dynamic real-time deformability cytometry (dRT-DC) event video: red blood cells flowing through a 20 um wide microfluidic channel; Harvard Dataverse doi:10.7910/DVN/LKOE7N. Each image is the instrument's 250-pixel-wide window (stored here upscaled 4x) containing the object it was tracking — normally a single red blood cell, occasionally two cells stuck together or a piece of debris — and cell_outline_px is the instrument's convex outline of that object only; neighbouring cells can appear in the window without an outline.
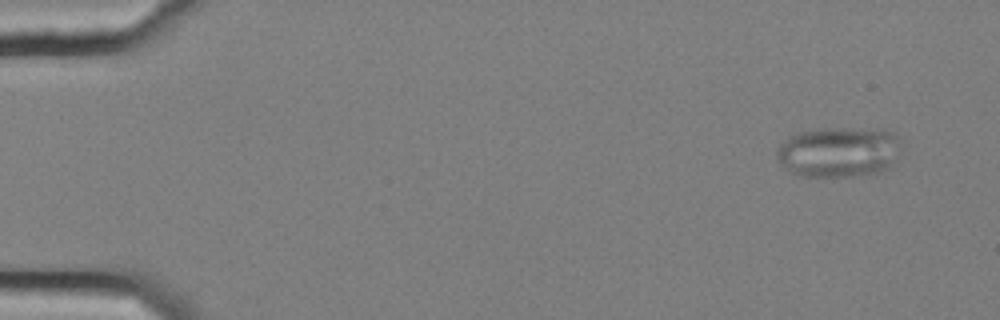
{"species": "common noctule bat (a hibernating species)", "species_latin": "Nyctalus noctula", "temperature_condition": "cold", "stored_images_in_passage": 53, "camera_frame_rate_fps": 3000, "um_per_image_px": 0.085, "animal": {"sex": "female", "body_mass_g": 25.1}, "frame": {"image": 1, "passage_image": 1, "time_ms": 0.0, "image_size_px": [1000, 320], "cell_outline_px": [[900, 156], [896, 164], [892, 168], [880, 172], [852, 176], [804, 176], [792, 172], [780, 164], [776, 156], [776, 148], [788, 136], [800, 132], [816, 128], [884, 128], [896, 132], [900, 140]], "centroid_in_image_um": [71.38, 12.89], "position_along_channel_um": 13.6, "area_um2": 37.63}}
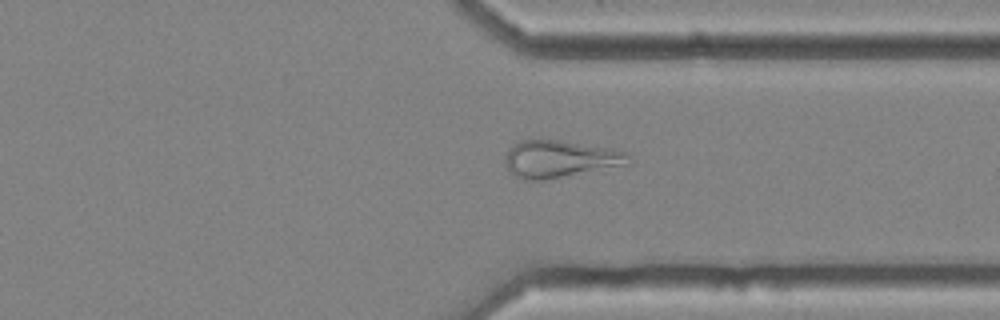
{"frame": {"image": 2, "passage_image": 40, "time_ms": 13.0, "image_size_px": [1000, 320], "cell_outline_px": [[632, 156], [628, 164], [544, 180], [524, 180], [508, 172], [504, 164], [504, 156], [508, 148], [524, 140], [560, 140], [616, 148], [628, 152]], "centroid_in_image_um": [47.6, 13.5], "position_along_channel_um": 363.8, "area_um2": 27.05}}
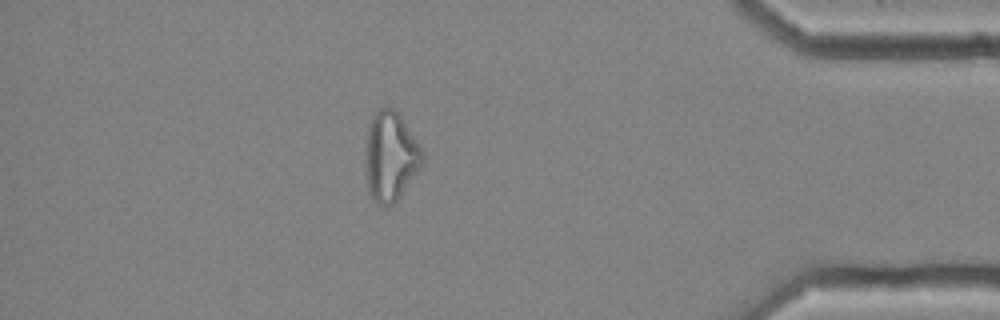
{"frame": {"image": 3, "passage_image": 46, "time_ms": 15.0, "image_size_px": [1000, 320], "cell_outline_px": [[424, 160], [420, 168], [400, 196], [392, 204], [384, 208], [372, 200], [368, 192], [364, 160], [364, 148], [368, 128], [372, 116], [384, 104], [388, 104], [400, 112], [424, 152]], "centroid_in_image_um": [33.17, 13.26], "position_along_channel_um": 402.0, "area_um2": 30.63}, "authors_computed_cell_mechanics": {"area_um2": 28.4954, "velocity_mm_per_s": 3.6839, "shape_relaxation_time_tau1_ms": null, "shape_relaxation_time_tau2_ms": 2.5463, "deformation_change_tau1": null, "deformation_change_tau2": 0.123}}